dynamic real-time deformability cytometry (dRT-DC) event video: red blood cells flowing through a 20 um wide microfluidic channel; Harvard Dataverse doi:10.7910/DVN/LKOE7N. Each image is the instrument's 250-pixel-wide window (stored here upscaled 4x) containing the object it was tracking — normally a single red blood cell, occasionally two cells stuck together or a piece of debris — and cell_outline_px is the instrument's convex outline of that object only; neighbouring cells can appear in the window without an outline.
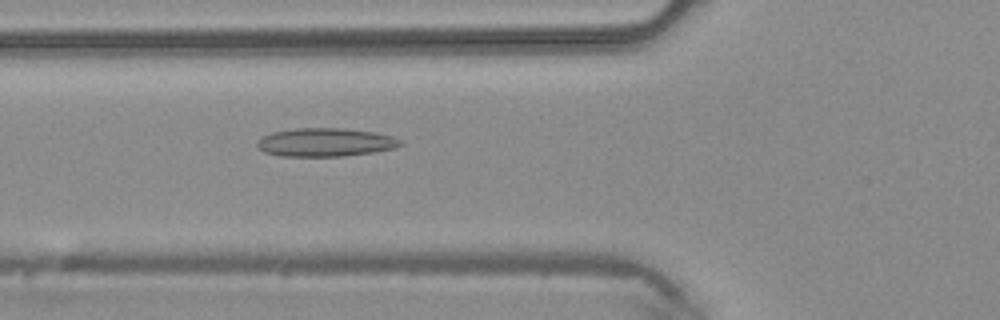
{"species": "common noctule bat (a hibernating species)", "species_latin": "Nyctalus noctula", "temperature_condition": "warm", "stored_images_in_passage": 46, "camera_frame_rate_fps": 3000, "um_per_image_px": 0.085, "animal": {"sex": "male", "body_mass_g": 20.4}, "frame": {"image": 1, "passage_image": 17, "time_ms": 5.333, "image_size_px": [1000, 320], "cell_outline_px": [[404, 144], [396, 148], [372, 152], [344, 156], [280, 156], [264, 152], [256, 144], [256, 140], [272, 132], [296, 128], [344, 128], [372, 132], [392, 136], [404, 140]], "centroid_in_image_um": [27.68, 12.09], "position_along_channel_um": 98.1, "area_um2": 23.81}}
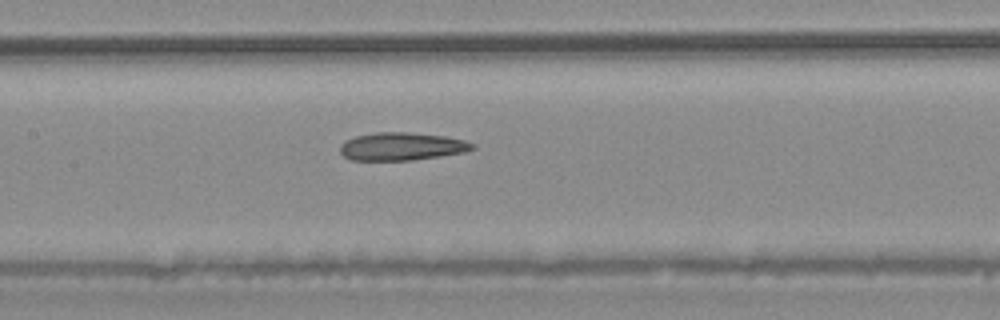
{"frame": {"image": 2, "passage_image": 22, "time_ms": 7.0, "image_size_px": [1000, 320], "cell_outline_px": [[476, 148], [464, 152], [440, 156], [412, 160], [352, 160], [344, 156], [340, 152], [340, 144], [356, 136], [376, 132], [408, 132], [444, 136], [464, 140], [476, 144]], "centroid_in_image_um": [34.17, 12.44], "position_along_channel_um": 173.2, "area_um2": 21.44}}
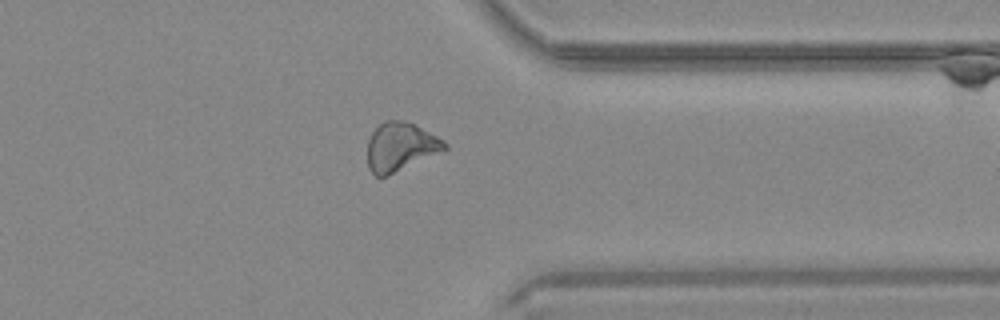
{"frame": {"image": 3, "passage_image": 36, "time_ms": 11.667, "image_size_px": [1000, 320], "cell_outline_px": [[448, 148], [384, 176], [376, 176], [368, 168], [368, 140], [372, 132], [384, 120], [400, 120], [412, 124], [444, 140], [448, 144]], "centroid_in_image_um": [34.01, 12.45], "position_along_channel_um": 377.4, "area_um2": 21.1}}